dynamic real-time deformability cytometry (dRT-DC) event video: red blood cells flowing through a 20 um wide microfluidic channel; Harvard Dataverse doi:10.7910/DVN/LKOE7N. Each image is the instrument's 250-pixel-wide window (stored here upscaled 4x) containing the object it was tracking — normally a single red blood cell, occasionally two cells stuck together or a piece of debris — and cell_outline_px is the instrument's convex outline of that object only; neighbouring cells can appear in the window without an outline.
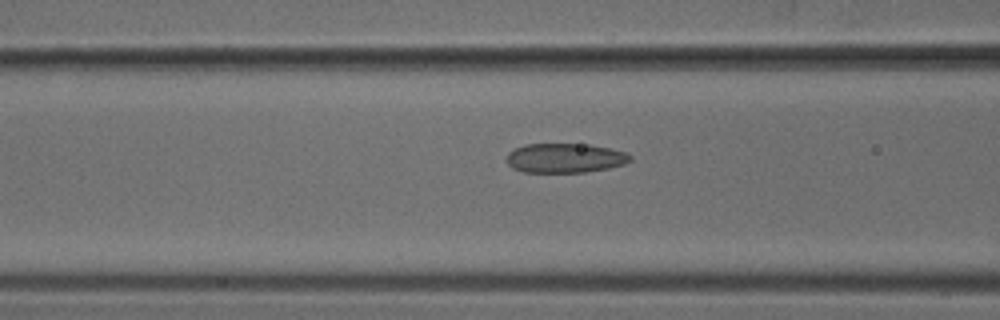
{"species": "common noctule bat (a hibernating species)", "species_latin": "Nyctalus noctula", "temperature_condition": "cold", "stored_images_in_passage": 21, "camera_frame_rate_fps": 3000, "um_per_image_px": 0.085, "animal": {"sex": "male", "body_mass_g": 18.8}, "frame": {"image": 1, "passage_image": 12, "time_ms": 3.667, "image_size_px": [1000, 320], "cell_outline_px": [[632, 160], [624, 164], [608, 168], [584, 172], [524, 172], [512, 168], [508, 164], [508, 152], [524, 144], [588, 144], [628, 152], [632, 156]], "centroid_in_image_um": [48.05, 13.43], "position_along_channel_um": 118.5, "area_um2": 21.21}}
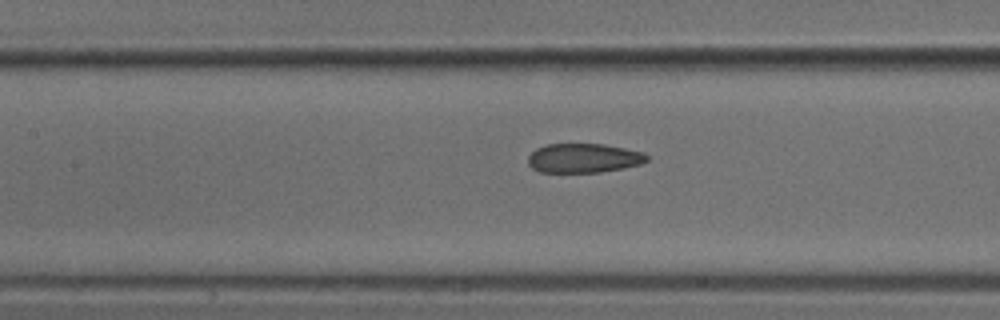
{"frame": {"image": 2, "passage_image": 15, "time_ms": 4.667, "image_size_px": [1000, 320], "cell_outline_px": [[648, 160], [640, 164], [624, 168], [600, 172], [540, 172], [532, 168], [528, 164], [528, 156], [536, 148], [544, 144], [604, 144], [644, 152], [648, 156]], "centroid_in_image_um": [49.6, 13.43], "position_along_channel_um": 157.8, "area_um2": 20.35}}
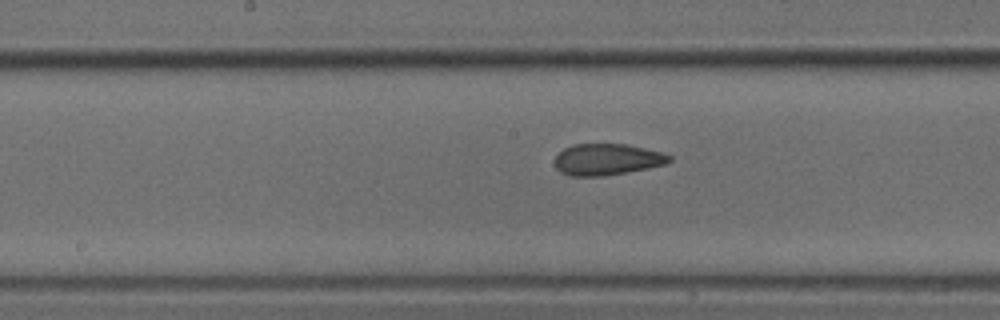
{"frame": {"image": 3, "passage_image": 18, "time_ms": 5.667, "image_size_px": [1000, 320], "cell_outline_px": [[672, 160], [668, 164], [648, 168], [600, 176], [572, 176], [560, 172], [556, 168], [556, 156], [564, 148], [572, 144], [628, 144], [660, 152], [672, 156]], "centroid_in_image_um": [51.62, 13.54], "position_along_channel_um": 196.6, "area_um2": 20.87}}